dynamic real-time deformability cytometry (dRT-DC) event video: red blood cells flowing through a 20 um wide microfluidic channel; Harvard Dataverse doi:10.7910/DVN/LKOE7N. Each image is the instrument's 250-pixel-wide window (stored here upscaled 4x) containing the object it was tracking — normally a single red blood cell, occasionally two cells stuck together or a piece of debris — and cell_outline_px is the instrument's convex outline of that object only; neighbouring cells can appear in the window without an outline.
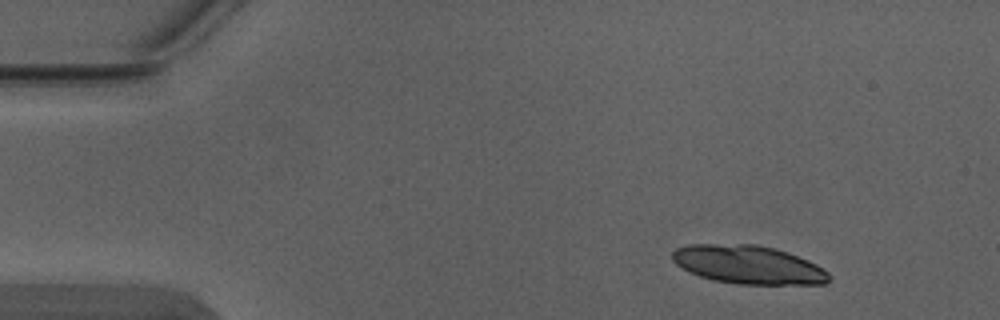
{"species": "Egyptian fruit bat (a non-hibernating species)", "species_latin": "Rousettus aegyptiacus", "temperature_condition": "warm", "stored_images_in_passage": 5, "segment_of_instrument_passage": [1, 2], "camera_frame_rate_fps": 3000, "um_per_image_px": 0.085, "animal": {"sex": "male"}, "frame": {"image": 1, "passage_image": 2, "time_ms": 0.333, "image_size_px": [1000, 320], "cell_outline_px": [[832, 280], [824, 284], [736, 284], [712, 280], [700, 276], [676, 264], [672, 260], [672, 252], [676, 248], [688, 244], [756, 244], [776, 248], [788, 252], [808, 260], [816, 264], [828, 272]], "centroid_in_image_um": [63.63, 22.49], "position_along_channel_um": 21.4, "area_um2": 35.26}}